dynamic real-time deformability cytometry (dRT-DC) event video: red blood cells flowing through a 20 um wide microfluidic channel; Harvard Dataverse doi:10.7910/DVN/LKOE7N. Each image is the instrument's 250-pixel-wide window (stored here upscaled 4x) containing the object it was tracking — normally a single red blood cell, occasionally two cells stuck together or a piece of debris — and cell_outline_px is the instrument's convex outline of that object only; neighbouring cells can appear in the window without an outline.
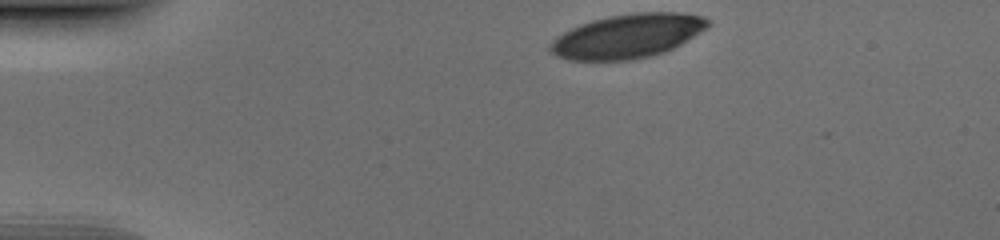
{"species": "human", "species_latin": "Homo sapiens", "temperature_condition": "cold", "stored_images_in_passage": 35, "camera_frame_rate_fps": 3000, "um_per_image_px": 0.085, "donor": {"sex": "male"}, "frame": {"image": 1, "passage_image": 1, "time_ms": 0.0, "image_size_px": [1000, 240], "cell_outline_px": [[708, 28], [680, 44], [664, 52], [652, 56], [628, 60], [568, 60], [556, 56], [548, 52], [548, 44], [556, 36], [580, 24], [592, 20], [608, 16], [636, 12], [676, 12], [704, 16], [708, 20]], "centroid_in_image_um": [53.3, 3.07], "position_along_channel_um": 31.7, "area_um2": 40.58}}
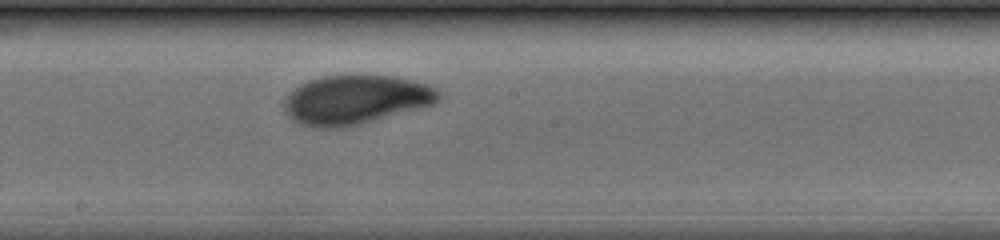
{"frame": {"image": 2, "passage_image": 20, "time_ms": 6.333, "image_size_px": [1000, 240], "cell_outline_px": [[444, 92], [440, 100], [436, 104], [360, 124], [340, 128], [312, 128], [300, 124], [292, 120], [288, 116], [284, 108], [284, 96], [292, 88], [308, 80], [324, 76], [392, 76], [412, 80], [428, 84], [440, 88]], "centroid_in_image_um": [30.25, 8.48], "position_along_channel_um": 218.0, "area_um2": 44.85}}
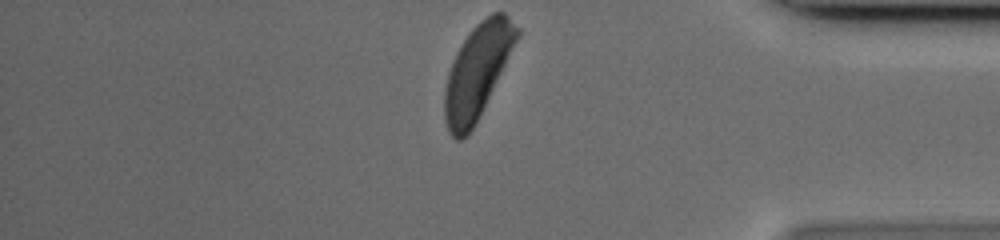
{"frame": {"image": 3, "passage_image": 35, "time_ms": 11.333, "image_size_px": [1000, 240], "cell_outline_px": [[520, 36], [480, 116], [468, 136], [460, 140], [456, 140], [448, 132], [444, 116], [444, 92], [448, 72], [464, 40], [472, 28], [480, 20], [492, 12], [504, 12], [520, 28]], "centroid_in_image_um": [40.59, 6.07], "position_along_channel_um": 394.6, "area_um2": 39.42}}